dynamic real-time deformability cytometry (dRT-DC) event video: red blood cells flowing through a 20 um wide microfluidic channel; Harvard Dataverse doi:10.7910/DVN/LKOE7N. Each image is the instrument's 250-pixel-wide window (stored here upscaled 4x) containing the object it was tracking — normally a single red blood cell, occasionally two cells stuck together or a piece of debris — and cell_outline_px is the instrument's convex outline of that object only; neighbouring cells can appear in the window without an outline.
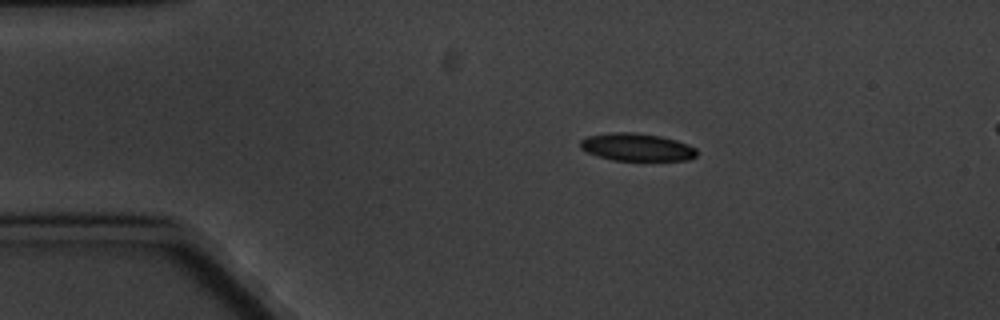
{"species": "common noctule bat (a hibernating species)", "species_latin": "Nyctalus noctula", "temperature_condition": "cold", "stored_images_in_passage": 3, "camera_frame_rate_fps": 3000, "um_per_image_px": 0.085, "animal": {"sex": "male", "body_mass_g": 20.1, "forearm_length_mm": 53.5}, "frame": {"image": 1, "passage_image": 1, "time_ms": 0.0, "image_size_px": [1000, 320], "cell_outline_px": [[696, 156], [688, 160], [612, 160], [596, 156], [580, 148], [580, 140], [588, 136], [616, 132], [632, 132], [660, 136], [676, 140], [696, 148]], "centroid_in_image_um": [54.11, 12.51], "position_along_channel_um": 30.9, "area_um2": 18.61}}